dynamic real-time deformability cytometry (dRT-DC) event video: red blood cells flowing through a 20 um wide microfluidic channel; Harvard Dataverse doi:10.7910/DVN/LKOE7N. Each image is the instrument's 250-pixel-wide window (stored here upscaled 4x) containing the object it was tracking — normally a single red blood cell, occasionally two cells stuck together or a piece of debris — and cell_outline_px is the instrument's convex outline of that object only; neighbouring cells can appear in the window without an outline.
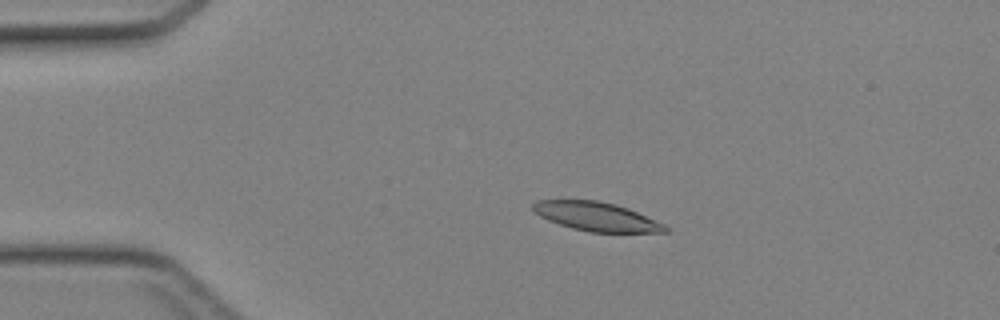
{"species": "Egyptian fruit bat (a non-hibernating species)", "species_latin": "Rousettus aegyptiacus", "temperature_condition": "cold", "stored_images_in_passage": 42, "camera_frame_rate_fps": 3000, "um_per_image_px": 0.085, "animal": {"sex": "female"}, "frame": {"image": 1, "passage_image": 9, "time_ms": 2.667, "image_size_px": [1000, 320], "cell_outline_px": [[668, 232], [588, 232], [572, 228], [548, 220], [540, 216], [532, 208], [532, 204], [536, 200], [596, 200], [616, 204], [628, 208], [664, 224], [668, 228]], "centroid_in_image_um": [50.69, 18.4], "position_along_channel_um": 34.3, "area_um2": 22.08}}
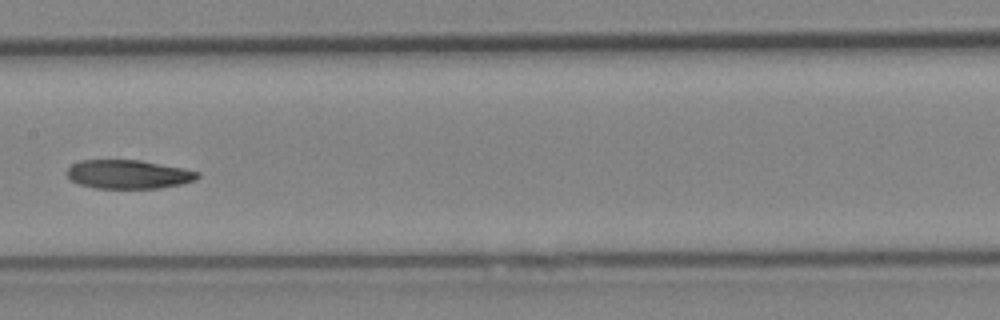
{"frame": {"image": 2, "passage_image": 23, "time_ms": 7.333, "image_size_px": [1000, 320], "cell_outline_px": [[200, 176], [196, 180], [180, 184], [160, 188], [92, 188], [80, 184], [72, 180], [64, 172], [72, 164], [80, 160], [140, 160], [184, 168], [200, 172]], "centroid_in_image_um": [10.92, 14.81], "position_along_channel_um": 196.5, "area_um2": 22.02}}
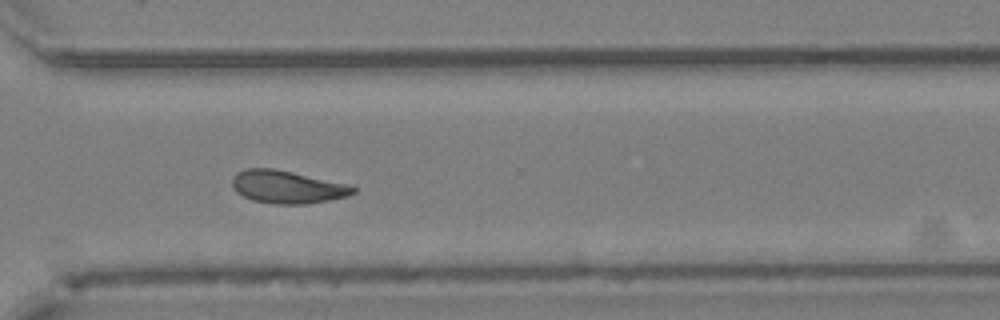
{"frame": {"image": 3, "passage_image": 33, "time_ms": 10.667, "image_size_px": [1000, 320], "cell_outline_px": [[356, 192], [348, 196], [328, 200], [304, 204], [272, 204], [252, 200], [236, 192], [232, 188], [232, 176], [236, 172], [244, 168], [272, 168], [352, 184], [356, 188]], "centroid_in_image_um": [24.41, 15.88], "position_along_channel_um": 346.2, "area_um2": 23.41}}